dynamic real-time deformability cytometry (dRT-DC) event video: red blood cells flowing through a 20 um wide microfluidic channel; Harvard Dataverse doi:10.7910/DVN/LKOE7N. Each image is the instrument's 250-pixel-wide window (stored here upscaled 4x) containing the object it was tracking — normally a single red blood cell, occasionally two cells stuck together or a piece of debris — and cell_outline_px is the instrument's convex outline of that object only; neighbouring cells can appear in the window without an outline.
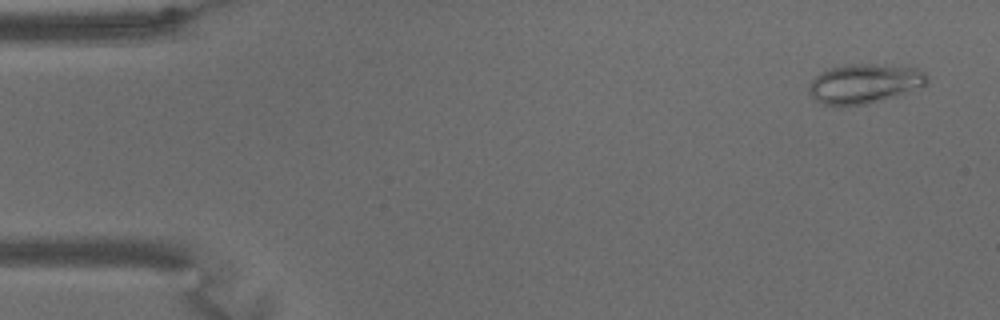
{"species": "common noctule bat (a hibernating species)", "species_latin": "Nyctalus noctula", "temperature_condition": "warm", "stored_images_in_passage": 65, "camera_frame_rate_fps": 3000, "um_per_image_px": 0.085, "animal": {"sex": "male", "body_mass_g": 15.6}, "frame": {"image": 1, "passage_image": 3, "time_ms": 0.667, "image_size_px": [1000, 320], "cell_outline_px": [[928, 80], [920, 88], [864, 104], [824, 104], [816, 100], [808, 92], [808, 84], [816, 76], [828, 68], [844, 64], [876, 64], [916, 68], [924, 72], [928, 76]], "centroid_in_image_um": [73.45, 7.07], "position_along_channel_um": 11.5, "area_um2": 26.65}}
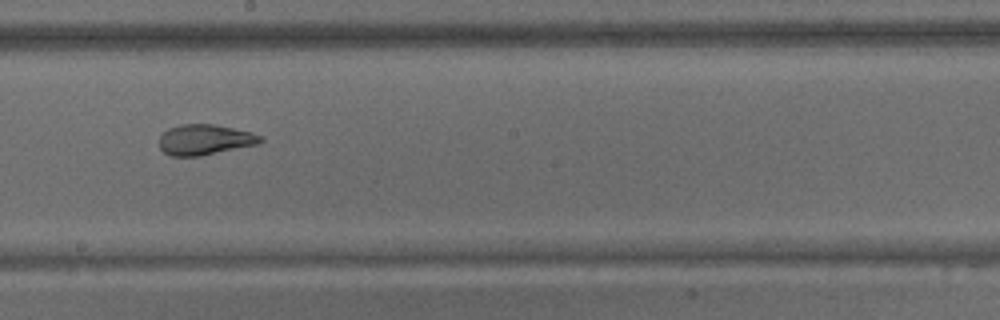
{"frame": {"image": 2, "passage_image": 36, "time_ms": 11.667, "image_size_px": [1000, 320], "cell_outline_px": [[264, 140], [260, 144], [200, 156], [172, 156], [164, 152], [160, 148], [160, 136], [168, 128], [180, 124], [212, 124], [252, 132], [260, 136]], "centroid_in_image_um": [17.42, 11.87], "position_along_channel_um": 230.8, "area_um2": 17.98}}
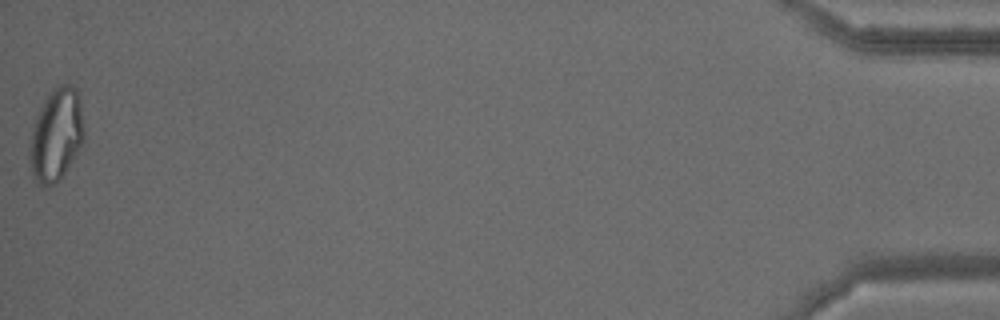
{"frame": {"image": 3, "passage_image": 65, "time_ms": 21.333, "image_size_px": [1000, 320], "cell_outline_px": [[84, 136], [72, 160], [60, 180], [44, 188], [40, 188], [32, 172], [28, 160], [28, 144], [32, 128], [36, 116], [48, 92], [52, 88], [60, 84], [72, 84], [76, 88], [80, 104], [84, 128]], "centroid_in_image_um": [4.73, 11.46], "position_along_channel_um": 430.5, "area_um2": 29.54}, "authors_computed_cell_mechanics": {"area_um2": 23.2934, "velocity_mm_per_s": 3.0801, "shape_relaxation_time_tau1_ms": null, "shape_relaxation_time_tau2_ms": 1.6962, "deformation_change_tau1": null, "deformation_change_tau2": 0.0798}}